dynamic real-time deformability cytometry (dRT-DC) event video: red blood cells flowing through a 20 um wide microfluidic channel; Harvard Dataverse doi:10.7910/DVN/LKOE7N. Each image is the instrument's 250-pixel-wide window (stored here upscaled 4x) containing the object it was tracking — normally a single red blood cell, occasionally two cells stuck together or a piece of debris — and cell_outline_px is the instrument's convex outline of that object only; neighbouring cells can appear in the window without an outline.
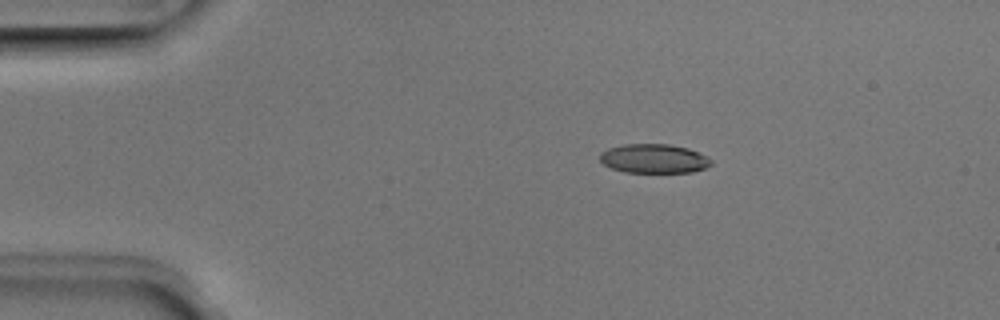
{"species": "Egyptian fruit bat (a non-hibernating species)", "species_latin": "Rousettus aegyptiacus", "temperature_condition": "room temperature", "stored_images_in_passage": 43, "camera_frame_rate_fps": 3000, "um_per_image_px": 0.085, "animal": {"sex": "male"}, "frame": {"image": 1, "passage_image": 1, "time_ms": 0.0, "image_size_px": [1000, 320], "cell_outline_px": [[712, 164], [704, 168], [692, 172], [624, 172], [612, 168], [604, 164], [600, 160], [600, 152], [608, 148], [624, 144], [668, 144], [688, 148], [712, 160]], "centroid_in_image_um": [55.55, 13.48], "position_along_channel_um": 29.4, "area_um2": 18.73}}
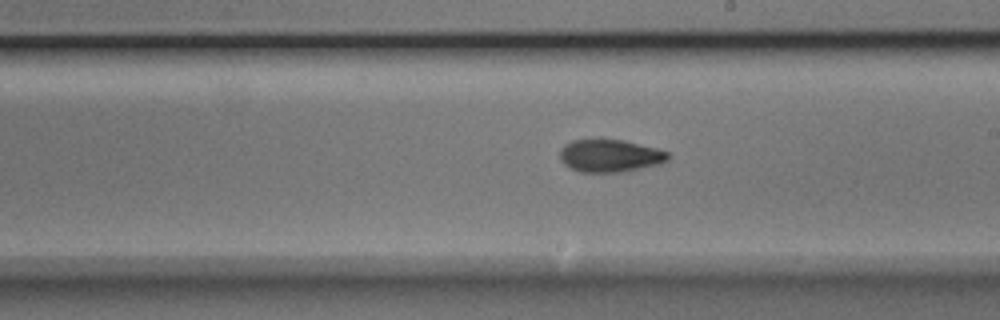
{"frame": {"image": 2, "passage_image": 21, "time_ms": 6.667, "image_size_px": [1000, 320], "cell_outline_px": [[668, 160], [660, 164], [620, 172], [580, 172], [564, 164], [560, 160], [560, 148], [564, 144], [572, 140], [600, 136], [624, 140], [656, 148], [668, 152]], "centroid_in_image_um": [51.79, 13.19], "position_along_channel_um": 237.2, "area_um2": 21.15}}
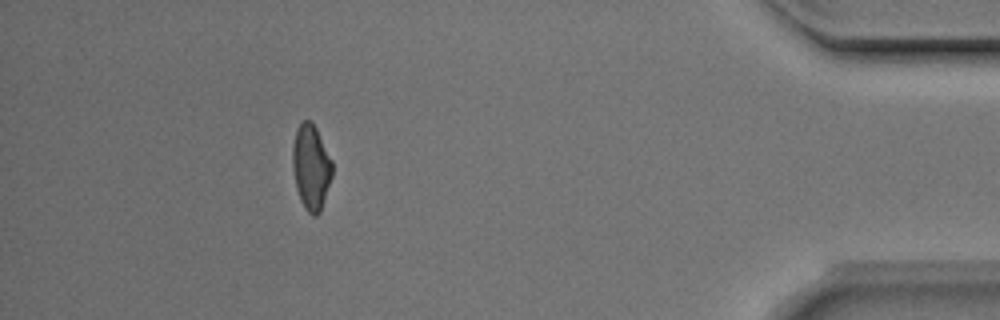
{"frame": {"image": 3, "passage_image": 38, "time_ms": 12.333, "image_size_px": [1000, 320], "cell_outline_px": [[332, 176], [320, 212], [316, 216], [312, 216], [304, 208], [300, 200], [296, 188], [292, 168], [292, 144], [296, 132], [300, 124], [304, 120], [312, 120], [332, 160]], "centroid_in_image_um": [26.43, 14.21], "position_along_channel_um": 408.8, "area_um2": 19.77}, "authors_computed_cell_mechanics": {"area_um2": 20.23, "velocity_mm_per_s": 3.9656, "shape_relaxation_time_tau1_ms": 2.3665, "shape_relaxation_time_tau2_ms": 3.3227, "deformation_change_tau1": 0.1501, "deformation_change_tau2": 0.1019}}